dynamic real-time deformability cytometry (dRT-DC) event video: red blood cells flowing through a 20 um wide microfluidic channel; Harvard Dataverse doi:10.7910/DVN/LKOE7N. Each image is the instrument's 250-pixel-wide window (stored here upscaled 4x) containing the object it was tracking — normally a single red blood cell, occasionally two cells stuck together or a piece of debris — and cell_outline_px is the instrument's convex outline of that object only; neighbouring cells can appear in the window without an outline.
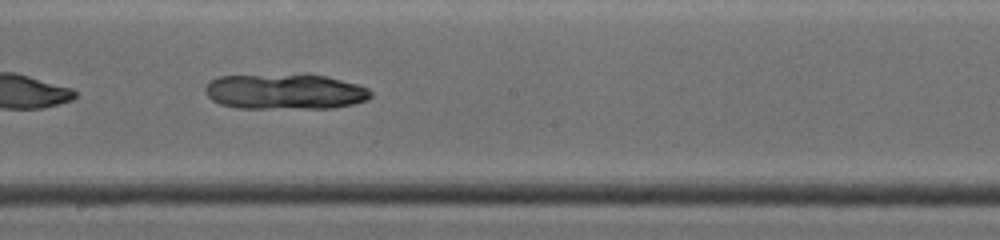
{"species": "common noctule bat (a hibernating species)", "species_latin": "Nyctalus noctula", "temperature_condition": "warm", "stored_images_in_passage": 10, "camera_frame_rate_fps": 4500, "um_per_image_px": 0.085, "animal": {"sex": "female", "body_mass_g": 19.0, "forearm_length_mm": 53.3}, "frame": {"image": 1, "passage_image": 9, "time_ms": 5.111, "image_size_px": [1000, 240], "cell_outline_px": [[372, 96], [364, 100], [352, 104], [332, 108], [236, 108], [220, 104], [212, 100], [204, 92], [204, 88], [208, 80], [220, 76], [324, 76], [360, 84], [368, 88], [372, 92]], "centroid_in_image_um": [24.2, 7.81], "position_along_channel_um": 224.0, "area_um2": 33.76}}